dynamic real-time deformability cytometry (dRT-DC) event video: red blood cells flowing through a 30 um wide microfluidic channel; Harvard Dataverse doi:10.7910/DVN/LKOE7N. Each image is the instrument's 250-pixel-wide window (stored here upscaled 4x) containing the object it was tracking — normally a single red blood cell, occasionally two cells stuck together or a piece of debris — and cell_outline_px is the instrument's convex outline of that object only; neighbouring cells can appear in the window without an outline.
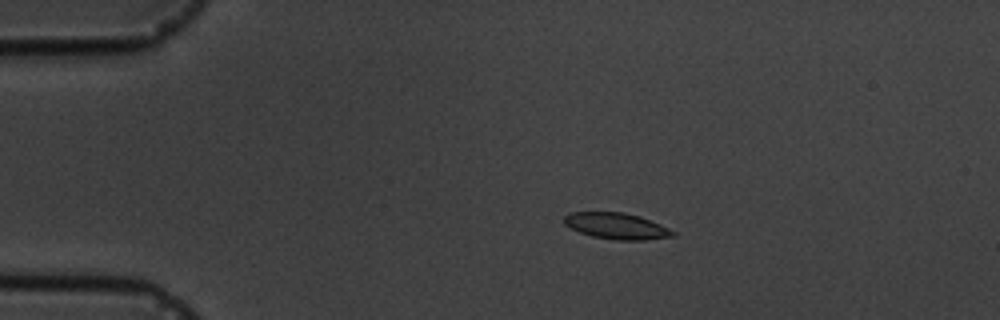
{"species": "common noctule bat (a hibernating species)", "species_latin": "Nyctalus noctula", "temperature_condition": "cold", "stored_images_in_passage": 12, "camera_frame_rate_fps": 3000, "um_per_image_px": 0.085, "animal": {"sex": "male", "body_mass_g": 19.5, "forearm_length_mm": 54.6}, "frame": {"image": 1, "passage_image": 4, "time_ms": 3.333, "image_size_px": [1000, 320], "cell_outline_px": [[676, 236], [644, 240], [616, 240], [592, 236], [580, 232], [564, 224], [564, 216], [568, 212], [624, 212], [640, 216], [660, 224], [676, 232]], "centroid_in_image_um": [52.42, 19.2], "position_along_channel_um": 32.6, "area_um2": 16.65}}
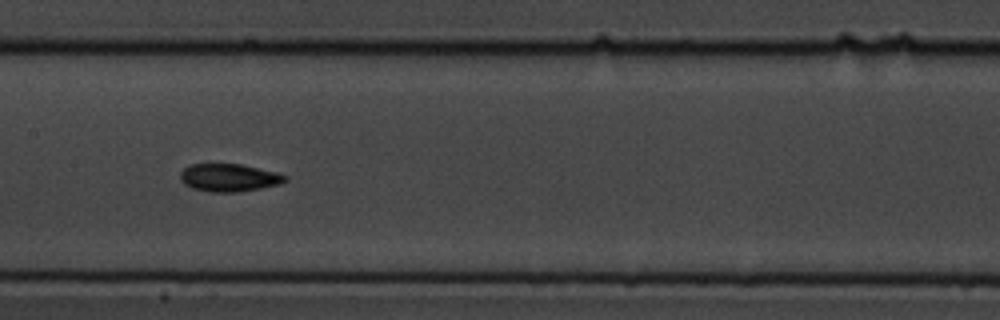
{"frame": {"image": 2, "passage_image": 9, "time_ms": 9.0, "image_size_px": [1000, 320], "cell_outline_px": [[288, 180], [280, 184], [240, 192], [212, 192], [192, 188], [184, 184], [180, 180], [180, 172], [188, 164], [240, 164], [280, 172], [288, 176]], "centroid_in_image_um": [19.49, 15.09], "position_along_channel_um": 187.9, "area_um2": 17.22}}
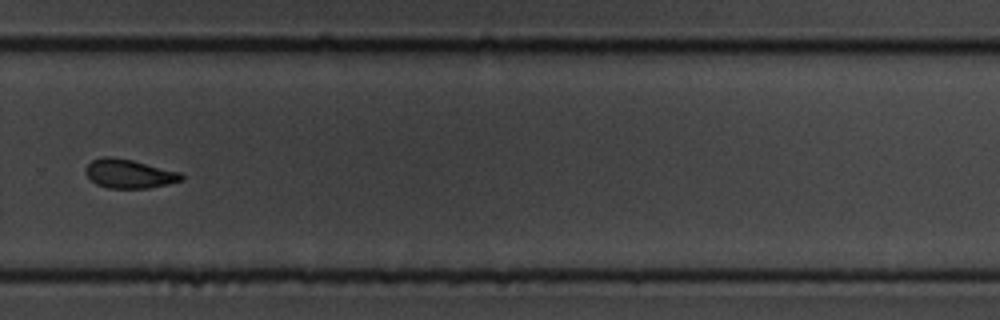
{"frame": {"image": 3, "passage_image": 12, "time_ms": 12.667, "image_size_px": [1000, 320], "cell_outline_px": [[184, 180], [168, 184], [148, 188], [108, 188], [96, 184], [84, 172], [84, 168], [92, 160], [104, 156], [112, 156], [132, 160], [180, 172], [184, 176]], "centroid_in_image_um": [10.97, 14.76], "position_along_channel_um": 318.8, "area_um2": 16.18}}